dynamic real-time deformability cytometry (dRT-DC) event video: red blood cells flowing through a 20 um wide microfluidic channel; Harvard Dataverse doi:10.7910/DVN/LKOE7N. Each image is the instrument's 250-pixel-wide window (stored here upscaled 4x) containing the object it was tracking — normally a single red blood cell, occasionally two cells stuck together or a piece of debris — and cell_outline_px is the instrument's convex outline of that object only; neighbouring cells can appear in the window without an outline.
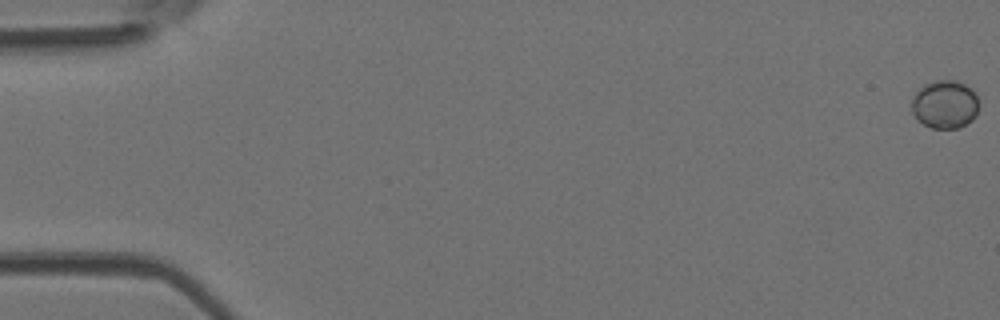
{"species": "Egyptian fruit bat (a non-hibernating species)", "species_latin": "Rousettus aegyptiacus", "temperature_condition": "room temperature", "stored_images_in_passage": 12, "camera_frame_rate_fps": 3000, "um_per_image_px": 0.085, "animal": {"sex": "female"}, "frame": {"image": 1, "passage_image": 1, "time_ms": 0.0, "image_size_px": [1000, 320], "cell_outline_px": [[980, 104], [976, 116], [972, 120], [956, 128], [932, 128], [916, 120], [912, 112], [912, 100], [916, 92], [924, 84], [936, 80], [956, 80], [972, 88]], "centroid_in_image_um": [80.32, 8.86], "position_along_channel_um": 4.7, "area_um2": 19.02}}